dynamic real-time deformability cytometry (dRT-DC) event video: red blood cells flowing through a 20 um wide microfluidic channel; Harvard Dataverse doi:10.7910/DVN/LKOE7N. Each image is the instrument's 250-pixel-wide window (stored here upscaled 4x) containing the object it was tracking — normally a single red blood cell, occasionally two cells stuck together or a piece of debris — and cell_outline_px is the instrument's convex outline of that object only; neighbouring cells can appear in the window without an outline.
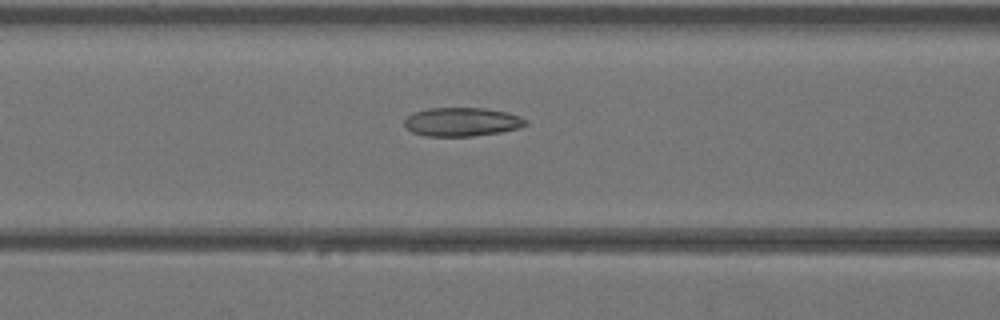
{"species": "Egyptian fruit bat (a non-hibernating species)", "species_latin": "Rousettus aegyptiacus", "temperature_condition": "warm", "stored_images_in_passage": 44, "camera_frame_rate_fps": 3000, "um_per_image_px": 0.085, "animal": {"sex": "female"}, "frame": {"image": 1, "passage_image": 18, "time_ms": 5.667, "image_size_px": [1000, 320], "cell_outline_px": [[528, 124], [520, 128], [500, 132], [472, 136], [424, 136], [412, 132], [404, 124], [404, 120], [408, 116], [416, 112], [428, 108], [484, 108], [508, 112], [520, 116], [528, 120]], "centroid_in_image_um": [39.3, 10.36], "position_along_channel_um": 127.3, "area_um2": 20.35}}
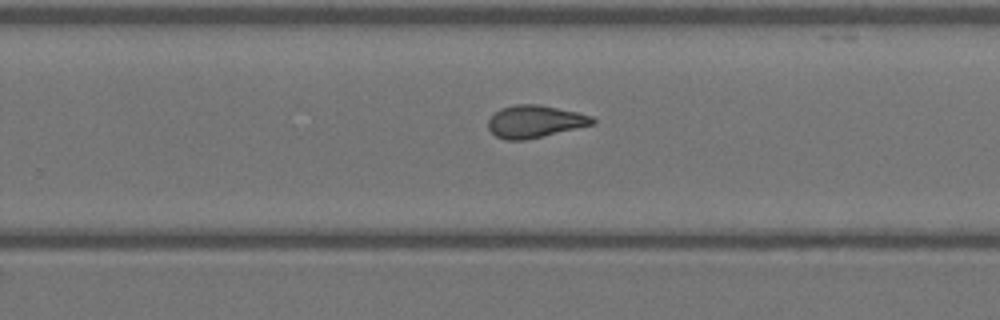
{"frame": {"image": 2, "passage_image": 28, "time_ms": 9.0, "image_size_px": [1000, 320], "cell_outline_px": [[596, 124], [544, 136], [524, 140], [504, 140], [496, 136], [488, 128], [488, 120], [500, 108], [516, 104], [540, 104], [576, 112], [592, 116], [596, 120]], "centroid_in_image_um": [45.48, 10.33], "position_along_channel_um": 284.3, "area_um2": 19.77}}
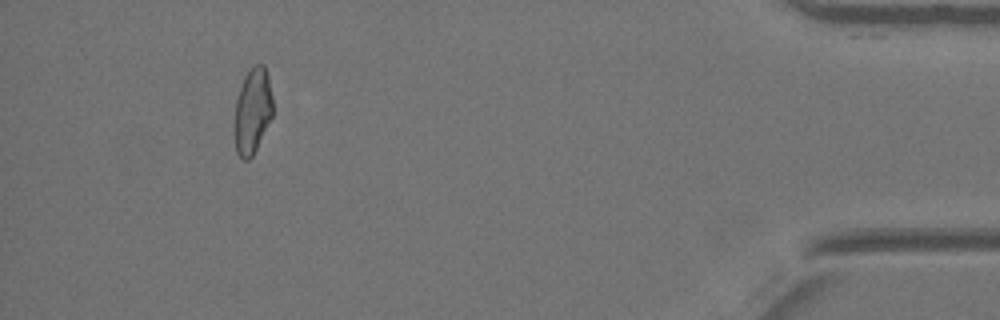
{"frame": {"image": 3, "passage_image": 40, "time_ms": 13.0, "image_size_px": [1000, 320], "cell_outline_px": [[272, 116], [252, 156], [248, 160], [244, 160], [236, 152], [236, 100], [244, 76], [256, 64], [264, 64], [268, 76], [272, 96]], "centroid_in_image_um": [21.49, 9.4], "position_along_channel_um": 413.7, "area_um2": 18.5}}